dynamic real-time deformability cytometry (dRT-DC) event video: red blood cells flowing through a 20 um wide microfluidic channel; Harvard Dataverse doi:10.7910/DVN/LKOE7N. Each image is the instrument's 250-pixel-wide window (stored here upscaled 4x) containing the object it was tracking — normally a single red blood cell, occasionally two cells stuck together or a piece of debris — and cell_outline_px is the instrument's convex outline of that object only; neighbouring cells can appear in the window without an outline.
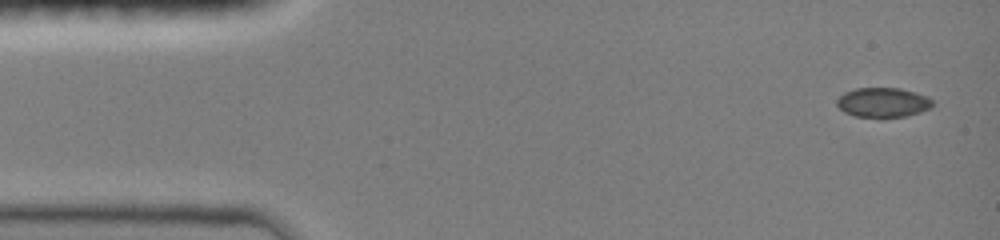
{"species": "common noctule bat (a hibernating species)", "species_latin": "Nyctalus noctula", "temperature_condition": "room temperature", "stored_images_in_passage": 6, "segment_of_instrument_passage": [1, 2], "camera_frame_rate_fps": 3000, "um_per_image_px": 0.085, "animal": {"sex": "female", "body_mass_g": 19.0, "forearm_length_mm": 51.5}, "frame": {"image": 1, "passage_image": 1, "time_ms": 0.0, "image_size_px": [1000, 240], "cell_outline_px": [[932, 108], [908, 116], [856, 116], [844, 112], [836, 104], [836, 100], [844, 92], [856, 88], [900, 88], [916, 92], [928, 96], [932, 100]], "centroid_in_image_um": [75.07, 8.69], "position_along_channel_um": 9.9, "area_um2": 16.42}}
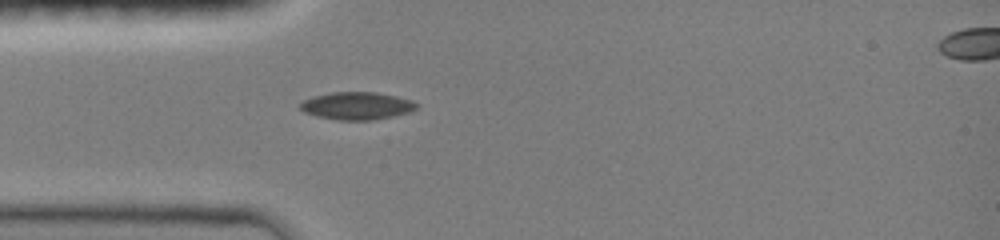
{"frame": {"image": 2, "passage_image": 5, "time_ms": 3.667, "image_size_px": [1000, 240], "cell_outline_px": [[420, 104], [416, 108], [408, 112], [392, 116], [372, 120], [336, 120], [316, 116], [304, 112], [300, 108], [300, 104], [304, 100], [312, 96], [332, 92], [376, 92], [396, 96], [412, 100]], "centroid_in_image_um": [30.32, 8.99], "position_along_channel_um": 54.7, "area_um2": 18.73}}